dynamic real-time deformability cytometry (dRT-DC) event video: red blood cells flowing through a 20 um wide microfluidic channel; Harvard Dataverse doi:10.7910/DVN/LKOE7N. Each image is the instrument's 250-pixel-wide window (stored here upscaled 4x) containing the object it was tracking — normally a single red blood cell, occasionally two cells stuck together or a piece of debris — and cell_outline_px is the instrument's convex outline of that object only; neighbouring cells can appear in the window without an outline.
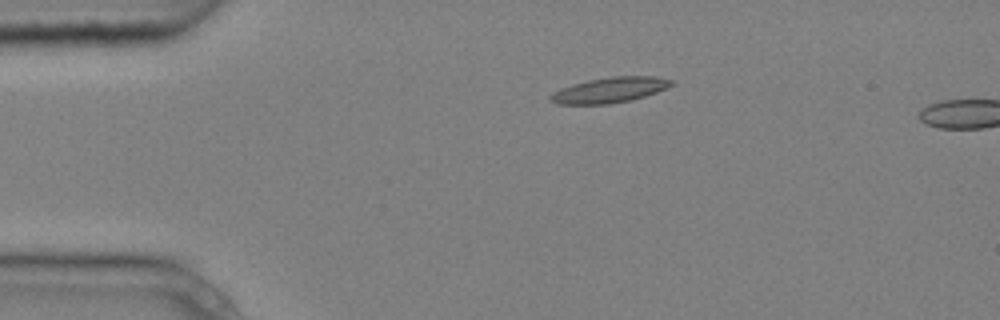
{"species": "common noctule bat (a hibernating species)", "species_latin": "Nyctalus noctula", "temperature_condition": "cold", "stored_images_in_passage": 4, "camera_frame_rate_fps": 3000, "um_per_image_px": 0.085, "animal": {"sex": "male", "body_mass_g": 20.4}, "frame": {"image": 1, "passage_image": 3, "time_ms": 0.667, "image_size_px": [1000, 320], "cell_outline_px": [[676, 84], [656, 92], [632, 100], [608, 104], [556, 104], [548, 100], [548, 96], [552, 92], [560, 88], [572, 84], [588, 80], [612, 76], [656, 76], [676, 80]], "centroid_in_image_um": [51.83, 7.64], "position_along_channel_um": 33.2, "area_um2": 18.21}}